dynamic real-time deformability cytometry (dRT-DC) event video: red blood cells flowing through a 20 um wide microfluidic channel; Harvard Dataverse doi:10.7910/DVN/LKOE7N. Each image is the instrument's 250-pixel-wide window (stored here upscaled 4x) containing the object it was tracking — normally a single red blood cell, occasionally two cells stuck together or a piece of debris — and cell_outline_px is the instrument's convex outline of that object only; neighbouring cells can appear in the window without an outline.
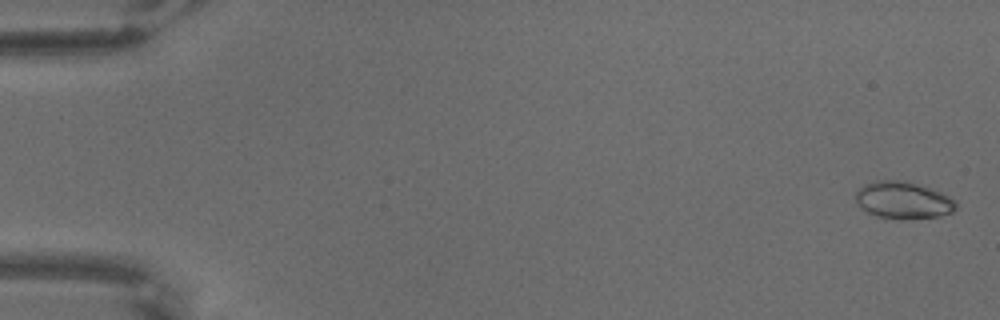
{"species": "common noctule bat (a hibernating species)", "species_latin": "Nyctalus noctula", "temperature_condition": "warm", "stored_images_in_passage": 67, "camera_frame_rate_fps": 3000, "um_per_image_px": 0.085, "animal": {"sex": "male", "body_mass_g": 18.8}, "frame": {"image": 1, "passage_image": 2, "time_ms": 0.333, "image_size_px": [1000, 320], "cell_outline_px": [[956, 208], [952, 212], [940, 216], [876, 216], [868, 212], [856, 200], [856, 192], [864, 184], [876, 180], [900, 180], [928, 188], [940, 192], [948, 196], [956, 204]], "centroid_in_image_um": [76.75, 16.97], "position_along_channel_um": 8.3, "area_um2": 20.4}}
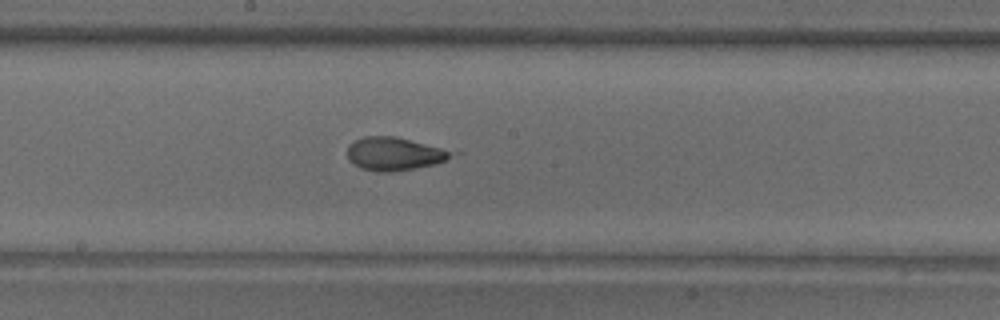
{"frame": {"image": 2, "passage_image": 37, "time_ms": 12.0, "image_size_px": [1000, 320], "cell_outline_px": [[464, 152], [436, 164], [388, 172], [376, 172], [360, 168], [348, 160], [348, 144], [352, 140], [364, 136], [392, 136]], "centroid_in_image_um": [33.57, 13.06], "position_along_channel_um": 214.6, "area_um2": 20.52}}
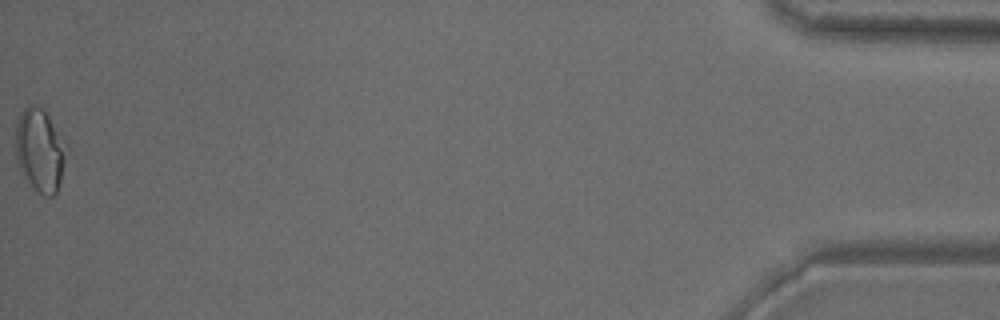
{"frame": {"image": 3, "passage_image": 67, "time_ms": 22.0, "image_size_px": [1000, 320], "cell_outline_px": [[68, 148], [60, 180], [56, 192], [52, 196], [44, 196], [36, 192], [24, 176], [16, 160], [16, 128], [20, 112], [28, 104], [36, 104], [44, 108], [68, 144]], "centroid_in_image_um": [3.41, 12.72], "position_along_channel_um": 431.8, "area_um2": 24.97}}